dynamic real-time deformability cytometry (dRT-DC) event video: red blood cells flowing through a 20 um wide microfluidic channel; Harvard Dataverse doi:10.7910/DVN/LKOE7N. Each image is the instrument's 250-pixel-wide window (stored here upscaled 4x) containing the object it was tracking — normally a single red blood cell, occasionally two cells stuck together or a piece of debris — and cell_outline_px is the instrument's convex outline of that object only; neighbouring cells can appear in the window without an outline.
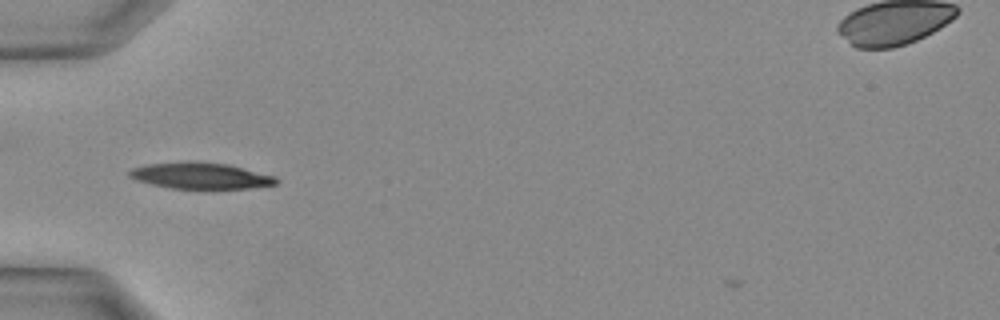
{"species": "Egyptian fruit bat (a non-hibernating species)", "species_latin": "Rousettus aegyptiacus", "temperature_condition": "warm", "stored_images_in_passage": 20, "camera_frame_rate_fps": 3000, "um_per_image_px": 0.085, "animal": {"sex": "female"}, "frame": {"image": 1, "passage_image": 1, "time_ms": 0.0, "image_size_px": [1000, 320], "cell_outline_px": [[280, 180], [276, 184], [252, 188], [172, 188], [152, 184], [136, 180], [128, 176], [128, 172], [132, 168], [144, 164], [188, 160], [196, 160], [228, 164], [276, 176]], "centroid_in_image_um": [17.04, 14.91], "position_along_channel_um": 68.0, "area_um2": 22.77}}
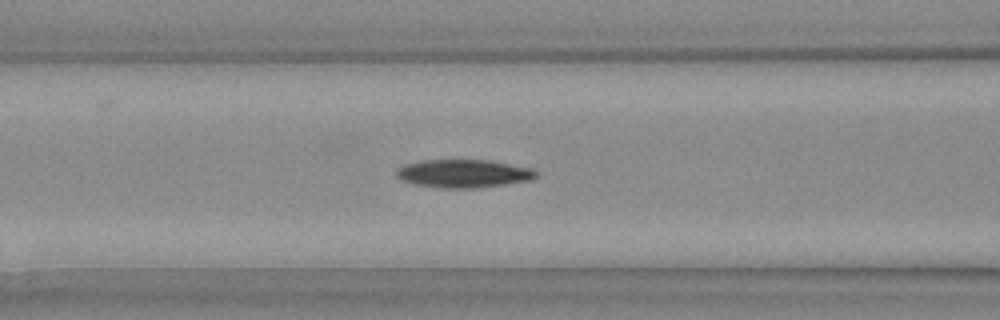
{"frame": {"image": 2, "passage_image": 4, "time_ms": 1.0, "image_size_px": [1000, 320], "cell_outline_px": [[540, 172], [532, 180], [504, 184], [472, 188], [440, 188], [416, 184], [404, 180], [396, 176], [396, 172], [400, 168], [408, 164], [424, 160], [492, 160], [532, 168]], "centroid_in_image_um": [39.48, 14.74], "position_along_channel_um": 127.1, "area_um2": 22.72}}
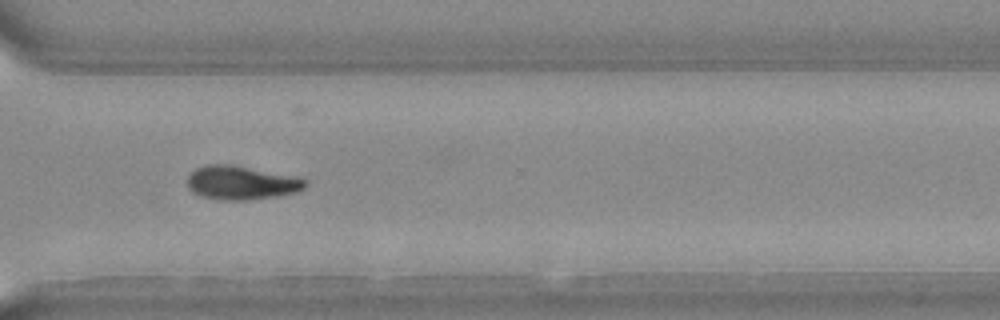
{"frame": {"image": 3, "passage_image": 15, "time_ms": 4.667, "image_size_px": [1000, 320], "cell_outline_px": [[308, 184], [304, 188], [296, 192], [276, 196], [244, 200], [216, 200], [200, 196], [192, 192], [188, 188], [188, 176], [196, 168], [208, 164], [228, 164], [304, 176], [308, 180]], "centroid_in_image_um": [20.57, 15.52], "position_along_channel_um": 350.0, "area_um2": 23.7}}